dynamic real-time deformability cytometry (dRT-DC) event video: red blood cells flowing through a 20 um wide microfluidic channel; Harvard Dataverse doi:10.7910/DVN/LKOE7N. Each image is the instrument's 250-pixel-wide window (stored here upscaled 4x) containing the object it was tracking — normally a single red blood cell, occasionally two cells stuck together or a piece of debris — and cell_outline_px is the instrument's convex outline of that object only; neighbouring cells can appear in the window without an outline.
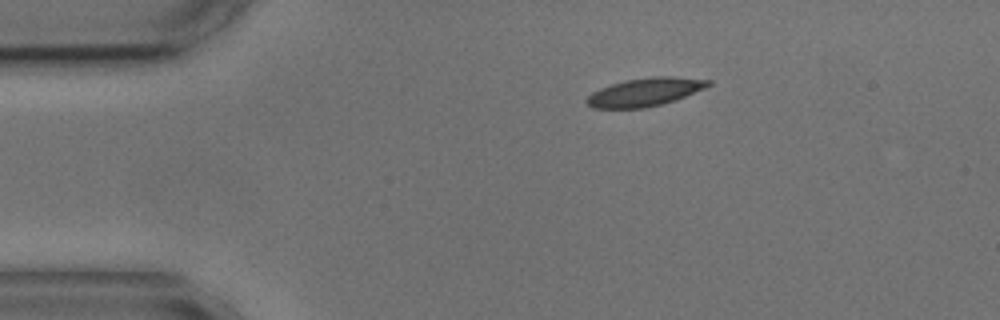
{"species": "common noctule bat (a hibernating species)", "species_latin": "Nyctalus noctula", "temperature_condition": "cold", "stored_images_in_passage": 3, "camera_frame_rate_fps": 3000, "um_per_image_px": 0.085, "animal": {"sex": "male", "body_mass_g": 17.9, "forearm_length_mm": 54.2}, "frame": {"image": 1, "passage_image": 1, "time_ms": 0.0, "image_size_px": [1000, 320], "cell_outline_px": [[712, 84], [704, 88], [676, 100], [644, 108], [592, 108], [584, 100], [592, 92], [600, 88], [624, 80], [656, 76], [672, 76], [712, 80]], "centroid_in_image_um": [54.82, 7.82], "position_along_channel_um": 30.2, "area_um2": 19.94}}